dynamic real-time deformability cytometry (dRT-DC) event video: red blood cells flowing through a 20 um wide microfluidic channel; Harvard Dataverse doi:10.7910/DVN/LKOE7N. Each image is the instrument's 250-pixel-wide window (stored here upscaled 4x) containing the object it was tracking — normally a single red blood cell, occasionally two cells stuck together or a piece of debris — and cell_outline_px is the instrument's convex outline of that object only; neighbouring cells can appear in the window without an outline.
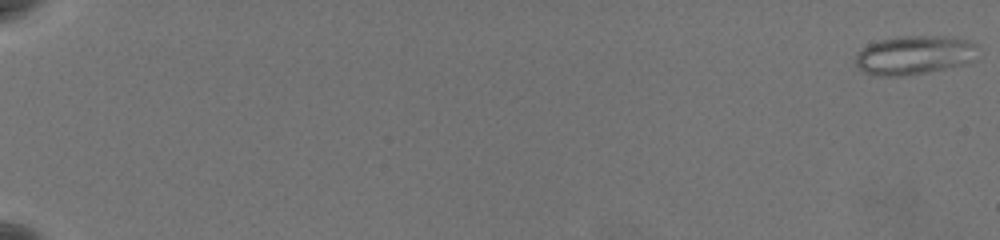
{"species": "common noctule bat (a hibernating species)", "species_latin": "Nyctalus noctula", "temperature_condition": "warm", "stored_images_in_passage": 61, "camera_frame_rate_fps": 3000, "um_per_image_px": 0.085, "animal": {"sex": "female", "body_mass_g": 19.5, "forearm_length_mm": 54.1}, "frame": {"image": 1, "passage_image": 1, "time_ms": 0.0, "image_size_px": [1000, 240], "cell_outline_px": [[980, 48], [976, 60], [964, 64], [928, 72], [908, 76], [872, 76], [864, 72], [856, 64], [856, 52], [868, 44], [880, 40], [896, 36], [952, 36], [968, 40], [976, 44]], "centroid_in_image_um": [77.76, 4.68], "position_along_channel_um": 7.2, "area_um2": 28.38}}
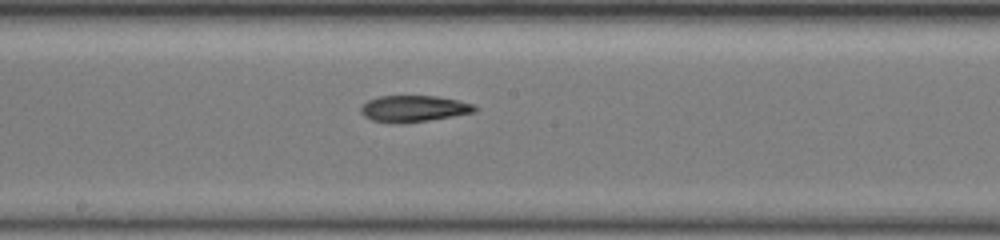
{"frame": {"image": 2, "passage_image": 37, "time_ms": 12.0, "image_size_px": [1000, 240], "cell_outline_px": [[480, 108], [476, 112], [428, 120], [400, 124], [392, 124], [372, 120], [364, 116], [360, 112], [360, 108], [368, 100], [380, 96], [436, 96], [456, 100], [472, 104]], "centroid_in_image_um": [35.15, 9.24], "position_along_channel_um": 213.0, "area_um2": 17.57}}
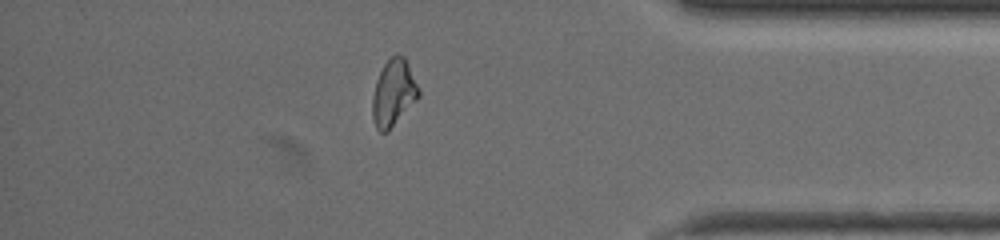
{"frame": {"image": 3, "passage_image": 54, "time_ms": 17.667, "image_size_px": [1000, 240], "cell_outline_px": [[420, 96], [388, 132], [380, 132], [376, 128], [372, 116], [372, 96], [376, 80], [384, 64], [396, 52], [400, 52], [404, 56], [420, 88]], "centroid_in_image_um": [33.45, 7.88], "position_along_channel_um": 401.7, "area_um2": 18.15}, "authors_computed_cell_mechanics": {"area_um2": 18.5538, "velocity_mm_per_s": 3.6884, "shape_relaxation_time_tau1_ms": 8.3988, "shape_relaxation_time_tau2_ms": 4.1299, "deformation_change_tau1": 0.241, "deformation_change_tau2": 0.1034}}